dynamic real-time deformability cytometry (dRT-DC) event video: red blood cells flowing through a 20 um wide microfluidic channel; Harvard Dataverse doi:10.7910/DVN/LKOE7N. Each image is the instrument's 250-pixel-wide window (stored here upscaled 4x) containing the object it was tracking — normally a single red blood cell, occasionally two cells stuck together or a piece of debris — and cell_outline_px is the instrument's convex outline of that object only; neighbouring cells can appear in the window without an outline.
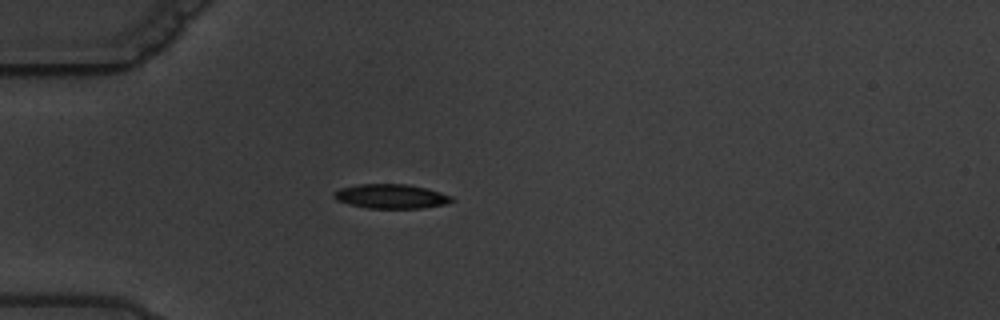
{"species": "common noctule bat (a hibernating species)", "species_latin": "Nyctalus noctula", "temperature_condition": "warm", "stored_images_in_passage": 5, "camera_frame_rate_fps": 3000, "um_per_image_px": 0.085, "animal": {"sex": "male", "body_mass_g": 19.5, "forearm_length_mm": 54.6}, "frame": {"image": 1, "passage_image": 5, "time_ms": 4.333, "image_size_px": [1000, 320], "cell_outline_px": [[456, 200], [444, 204], [420, 208], [368, 208], [348, 204], [336, 200], [332, 196], [332, 192], [340, 188], [360, 184], [408, 184], [428, 188], [452, 196]], "centroid_in_image_um": [33.22, 16.68], "position_along_channel_um": 51.8, "area_um2": 16.82}}